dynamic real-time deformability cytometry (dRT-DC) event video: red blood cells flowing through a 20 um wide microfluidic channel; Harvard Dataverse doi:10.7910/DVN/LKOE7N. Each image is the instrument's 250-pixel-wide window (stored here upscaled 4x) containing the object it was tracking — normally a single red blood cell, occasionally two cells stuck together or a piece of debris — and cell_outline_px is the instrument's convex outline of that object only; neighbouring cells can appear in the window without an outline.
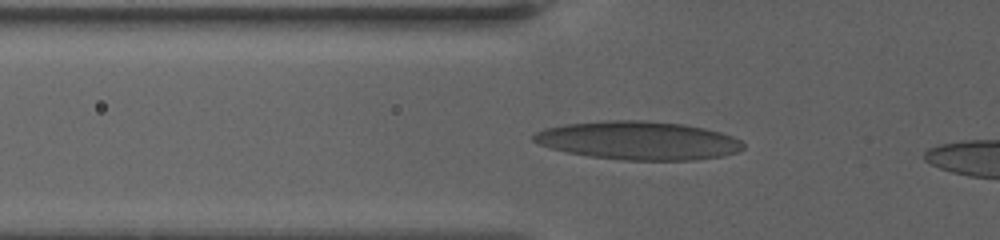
{"species": "human", "species_latin": "Homo sapiens", "temperature_condition": "warm", "stored_images_in_passage": 49, "camera_frame_rate_fps": 3000, "um_per_image_px": 0.085, "donor": {"sex": "female"}, "frame": {"image": 1, "passage_image": 2, "time_ms": 0.333, "image_size_px": [1000, 240], "cell_outline_px": [[744, 148], [736, 152], [724, 156], [692, 160], [624, 160], [588, 156], [568, 152], [552, 148], [540, 144], [532, 140], [532, 136], [536, 132], [544, 128], [564, 124], [612, 120], [640, 120], [684, 124], [704, 128], [720, 132], [732, 136], [740, 140], [744, 144]], "centroid_in_image_um": [54.27, 11.94], "position_along_channel_um": 71.5, "area_um2": 46.82}}
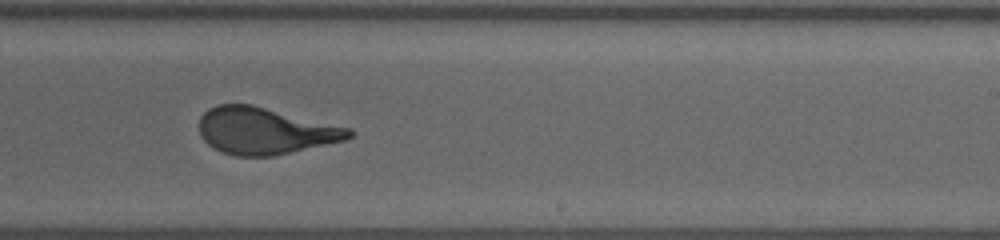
{"frame": {"image": 2, "passage_image": 29, "time_ms": 6.333, "image_size_px": [1000, 240], "cell_outline_px": [[352, 136], [344, 140], [272, 156], [236, 156], [212, 148], [200, 136], [200, 116], [208, 108], [216, 104], [252, 104], [352, 128]], "centroid_in_image_um": [22.5, 11.11], "position_along_channel_um": 266.5, "area_um2": 40.75}}
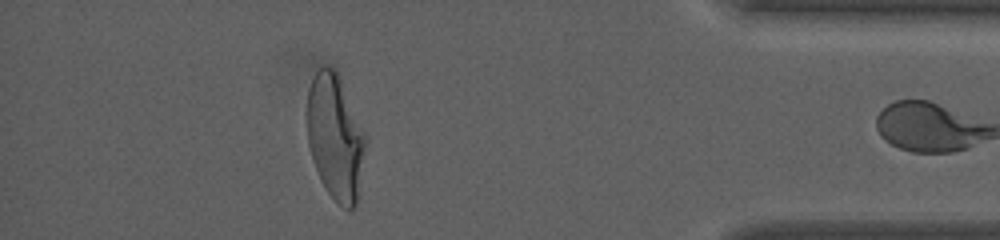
{"frame": {"image": 3, "passage_image": 48, "time_ms": 11.667, "image_size_px": [1000, 240], "cell_outline_px": [[368, 140], [356, 208], [348, 212], [336, 204], [320, 180], [312, 160], [308, 144], [308, 88], [316, 72], [320, 68], [336, 68]], "centroid_in_image_um": [28.54, 11.75], "position_along_channel_um": 406.7, "area_um2": 43.12}}